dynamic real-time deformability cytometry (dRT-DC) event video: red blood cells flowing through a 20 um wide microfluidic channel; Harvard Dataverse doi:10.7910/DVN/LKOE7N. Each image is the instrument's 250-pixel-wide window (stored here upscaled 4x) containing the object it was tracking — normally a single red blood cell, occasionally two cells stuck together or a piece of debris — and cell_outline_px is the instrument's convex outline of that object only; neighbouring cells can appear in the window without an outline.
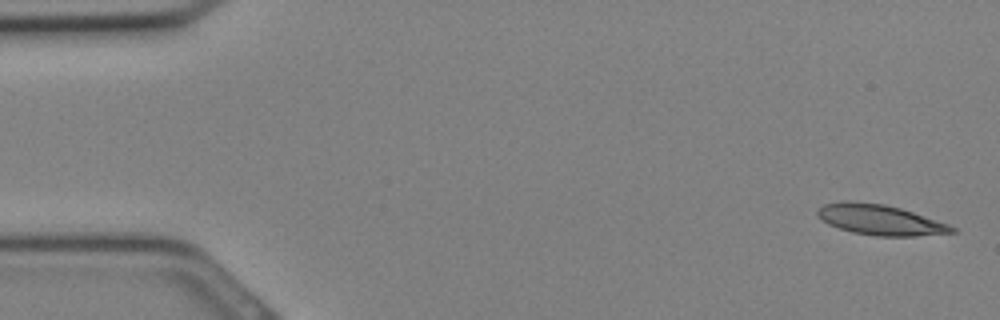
{"species": "Egyptian fruit bat (a non-hibernating species)", "species_latin": "Rousettus aegyptiacus", "temperature_condition": "cold", "stored_images_in_passage": 13, "camera_frame_rate_fps": 3000, "um_per_image_px": 0.085, "animal": {"sex": "female"}, "frame": {"image": 1, "passage_image": 1, "time_ms": 0.0, "image_size_px": [1000, 320], "cell_outline_px": [[956, 232], [916, 236], [876, 236], [852, 232], [828, 224], [816, 216], [816, 212], [824, 204], [840, 200], [852, 200], [884, 204], [900, 208], [948, 224], [956, 228]], "centroid_in_image_um": [74.76, 18.67], "position_along_channel_um": 10.2, "area_um2": 23.81}}
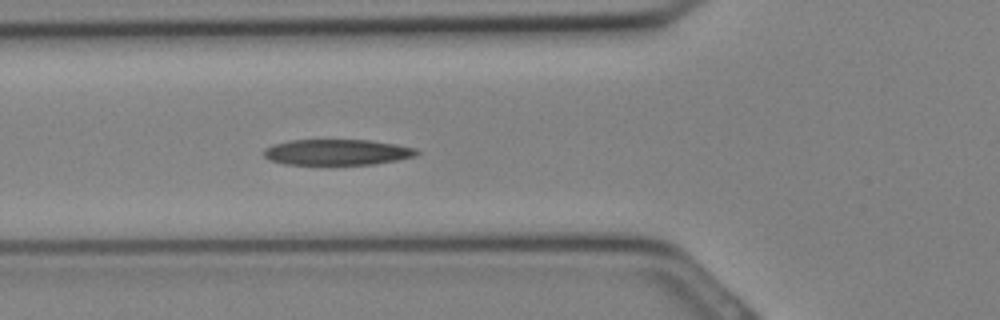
{"frame": {"image": 2, "passage_image": 11, "time_ms": 3.333, "image_size_px": [1000, 320], "cell_outline_px": [[420, 152], [416, 156], [396, 160], [372, 164], [284, 164], [272, 160], [264, 156], [264, 148], [272, 144], [288, 140], [372, 140], [396, 144], [416, 148]], "centroid_in_image_um": [28.66, 12.92], "position_along_channel_um": 97.1, "area_um2": 22.95}}
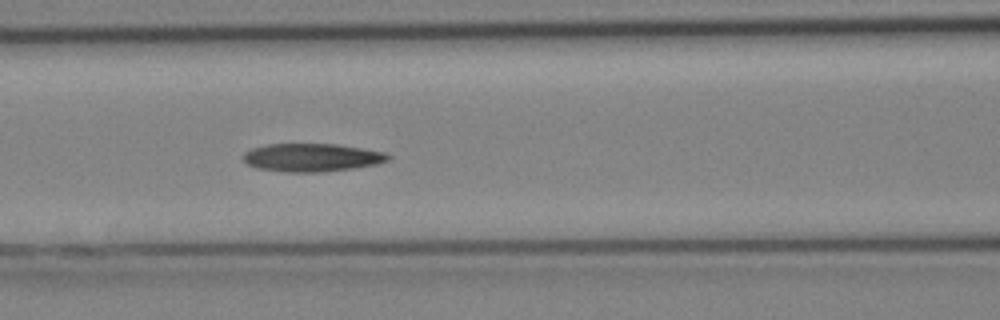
{"frame": {"image": 3, "passage_image": 13, "time_ms": 4.0, "image_size_px": [1000, 320], "cell_outline_px": [[392, 156], [388, 160], [372, 164], [352, 168], [320, 172], [288, 172], [256, 168], [248, 164], [240, 156], [244, 152], [252, 148], [268, 144], [336, 144], [388, 152]], "centroid_in_image_um": [26.48, 13.38], "position_along_channel_um": 140.1, "area_um2": 23.7}}